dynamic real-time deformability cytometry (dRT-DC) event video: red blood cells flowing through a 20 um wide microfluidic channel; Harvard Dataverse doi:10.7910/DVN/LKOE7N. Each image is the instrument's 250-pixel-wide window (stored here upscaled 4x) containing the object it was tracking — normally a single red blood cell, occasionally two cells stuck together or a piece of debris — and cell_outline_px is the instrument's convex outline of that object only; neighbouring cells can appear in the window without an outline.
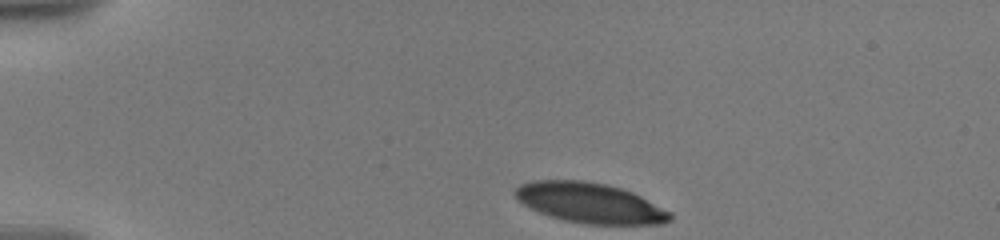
{"species": "human", "species_latin": "Homo sapiens", "temperature_condition": "warm", "stored_images_in_passage": 15, "camera_frame_rate_fps": 3000, "um_per_image_px": 0.085, "donor": {"sex": "male"}, "frame": {"image": 1, "passage_image": 1, "time_ms": 0.0, "image_size_px": [1000, 240], "cell_outline_px": [[672, 220], [664, 224], [584, 224], [564, 220], [540, 212], [524, 204], [512, 192], [520, 184], [532, 180], [584, 180], [608, 184], [632, 192], [672, 212]], "centroid_in_image_um": [50.17, 17.24], "position_along_channel_um": 34.8, "area_um2": 36.24}}
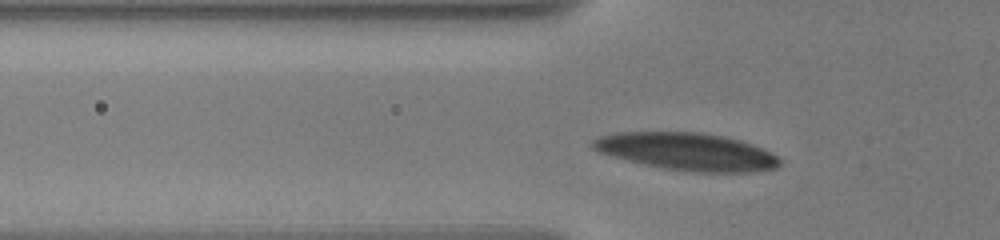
{"frame": {"image": 2, "passage_image": 10, "time_ms": 2.667, "image_size_px": [1000, 240], "cell_outline_px": [[780, 164], [776, 168], [752, 172], [692, 172], [664, 168], [628, 160], [600, 152], [592, 148], [592, 140], [600, 136], [616, 132], [700, 132], [724, 136], [740, 140], [752, 144], [776, 156], [780, 160]], "centroid_in_image_um": [58.39, 12.88], "position_along_channel_um": 67.4, "area_um2": 40.46}}
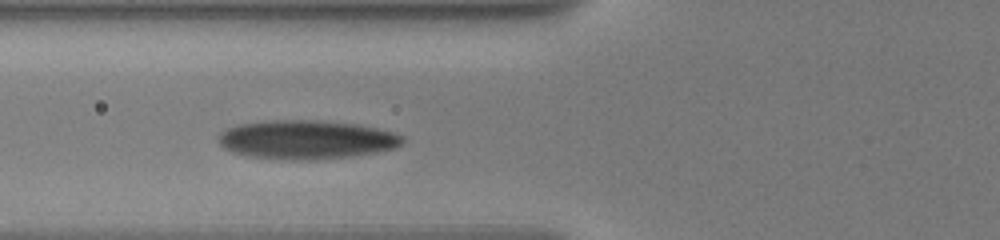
{"frame": {"image": 3, "passage_image": 14, "time_ms": 3.667, "image_size_px": [1000, 240], "cell_outline_px": [[404, 140], [396, 148], [376, 152], [352, 156], [312, 160], [292, 160], [252, 156], [232, 152], [224, 148], [220, 144], [220, 132], [228, 128], [240, 124], [272, 120], [320, 120], [360, 124], [396, 132], [404, 136]], "centroid_in_image_um": [26.11, 11.86], "position_along_channel_um": 99.7, "area_um2": 41.73}}